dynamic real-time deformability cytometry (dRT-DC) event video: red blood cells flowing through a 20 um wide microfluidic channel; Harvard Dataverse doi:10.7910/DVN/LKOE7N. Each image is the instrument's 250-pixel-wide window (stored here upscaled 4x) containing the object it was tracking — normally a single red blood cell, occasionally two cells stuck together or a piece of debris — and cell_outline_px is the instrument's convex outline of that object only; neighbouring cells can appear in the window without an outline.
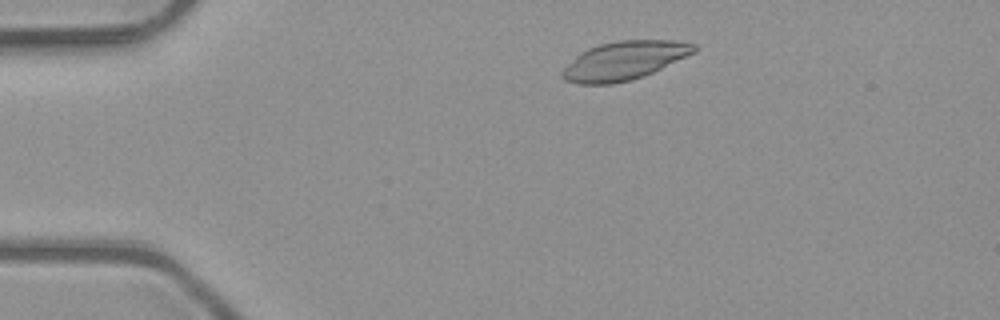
{"species": "common noctule bat (a hibernating species)", "species_latin": "Nyctalus noctula", "temperature_condition": "room temperature", "stored_images_in_passage": 4, "camera_frame_rate_fps": 3000, "um_per_image_px": 0.085, "animal": {"sex": "male", "body_mass_g": 23.1, "forearm_length_mm": 52.7}, "frame": {"image": 1, "passage_image": 2, "time_ms": 0.333, "image_size_px": [1000, 320], "cell_outline_px": [[696, 52], [644, 76], [632, 80], [612, 84], [576, 84], [564, 80], [560, 76], [560, 72], [580, 52], [588, 48], [600, 44], [620, 40], [676, 40], [696, 44]], "centroid_in_image_um": [53.05, 5.16], "position_along_channel_um": 32.0, "area_um2": 29.71}}